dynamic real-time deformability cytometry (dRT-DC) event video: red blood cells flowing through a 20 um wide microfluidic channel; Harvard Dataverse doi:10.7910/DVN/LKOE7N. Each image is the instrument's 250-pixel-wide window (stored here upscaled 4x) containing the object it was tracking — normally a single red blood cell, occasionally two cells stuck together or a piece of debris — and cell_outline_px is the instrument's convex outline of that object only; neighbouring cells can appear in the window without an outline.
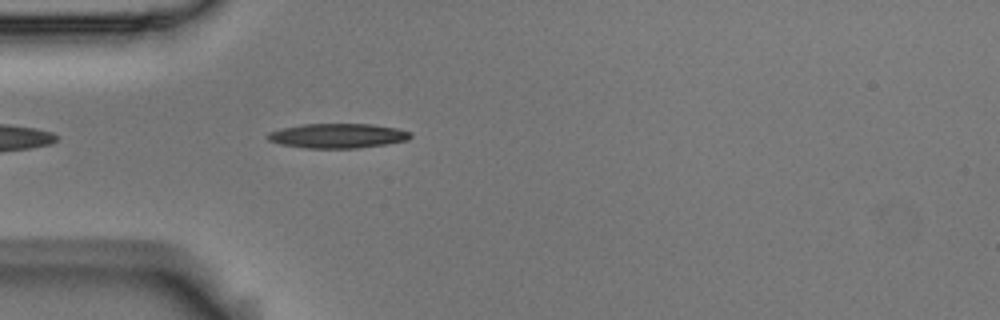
{"species": "Egyptian fruit bat (a non-hibernating species)", "species_latin": "Rousettus aegyptiacus", "temperature_condition": "room temperature", "stored_images_in_passage": 21, "camera_frame_rate_fps": 3000, "um_per_image_px": 0.085, "animal": {"sex": "male"}, "frame": {"image": 1, "passage_image": 1, "time_ms": 0.0, "image_size_px": [1000, 320], "cell_outline_px": [[412, 136], [408, 140], [384, 144], [356, 148], [304, 148], [280, 144], [268, 140], [264, 136], [268, 132], [280, 128], [304, 124], [372, 124], [396, 128], [412, 132]], "centroid_in_image_um": [28.66, 11.54], "position_along_channel_um": 56.3, "area_um2": 20.58}}
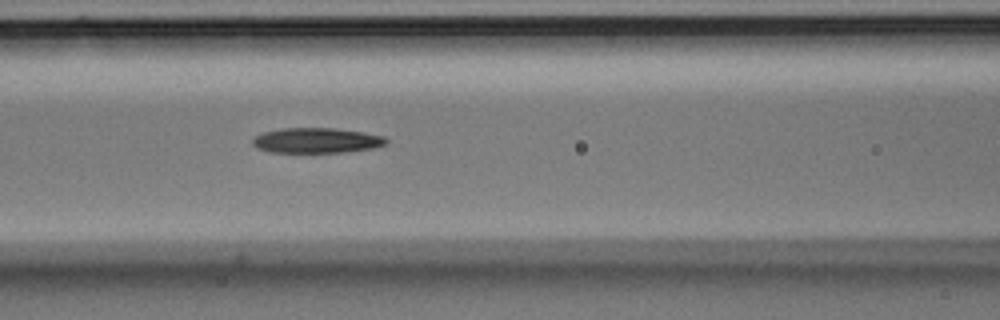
{"frame": {"image": 2, "passage_image": 8, "time_ms": 2.333, "image_size_px": [1000, 320], "cell_outline_px": [[388, 140], [384, 144], [372, 148], [348, 152], [268, 152], [256, 148], [252, 144], [252, 140], [256, 136], [264, 132], [280, 128], [332, 128], [364, 132], [384, 136]], "centroid_in_image_um": [26.88, 11.94], "position_along_channel_um": 139.7, "area_um2": 19.59}}
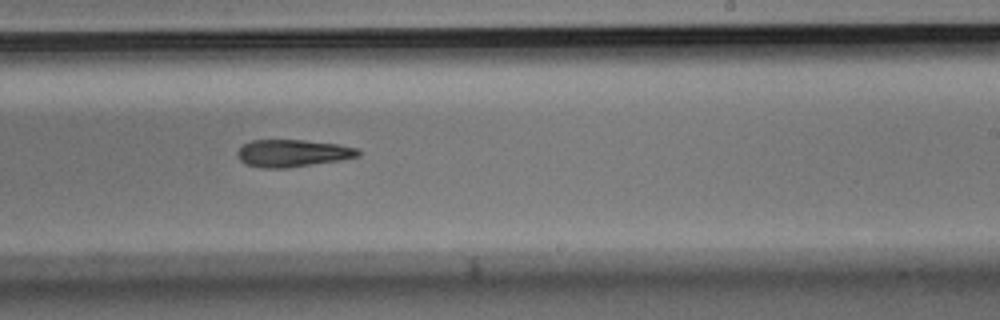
{"frame": {"image": 3, "passage_image": 18, "time_ms": 5.667, "image_size_px": [1000, 320], "cell_outline_px": [[360, 156], [340, 160], [284, 168], [260, 168], [244, 164], [236, 156], [236, 152], [244, 144], [252, 140], [304, 140], [336, 144], [356, 148], [360, 152]], "centroid_in_image_um": [24.82, 13.02], "position_along_channel_um": 264.2, "area_um2": 19.13}}